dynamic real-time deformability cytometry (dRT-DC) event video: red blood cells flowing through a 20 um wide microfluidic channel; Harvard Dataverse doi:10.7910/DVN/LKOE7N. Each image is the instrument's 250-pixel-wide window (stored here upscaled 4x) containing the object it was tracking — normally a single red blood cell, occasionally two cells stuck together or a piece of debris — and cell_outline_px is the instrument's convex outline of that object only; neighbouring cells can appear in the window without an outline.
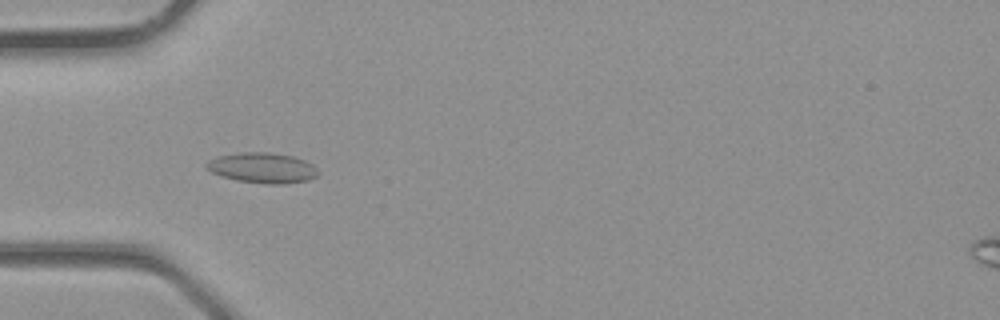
{"species": "common noctule bat (a hibernating species)", "species_latin": "Nyctalus noctula", "temperature_condition": "room temperature", "stored_images_in_passage": 3, "camera_frame_rate_fps": 3000, "um_per_image_px": 0.085, "animal": {"sex": "male", "body_mass_g": 23.1, "forearm_length_mm": 52.7}, "frame": {"image": 1, "passage_image": 2, "time_ms": 0.333, "image_size_px": [1000, 320], "cell_outline_px": [[320, 172], [316, 176], [308, 180], [284, 184], [264, 184], [236, 180], [220, 176], [204, 168], [204, 164], [208, 160], [216, 156], [240, 152], [268, 152], [292, 156], [304, 160], [312, 164]], "centroid_in_image_um": [22.26, 14.27], "position_along_channel_um": 62.7, "area_um2": 20.0}}
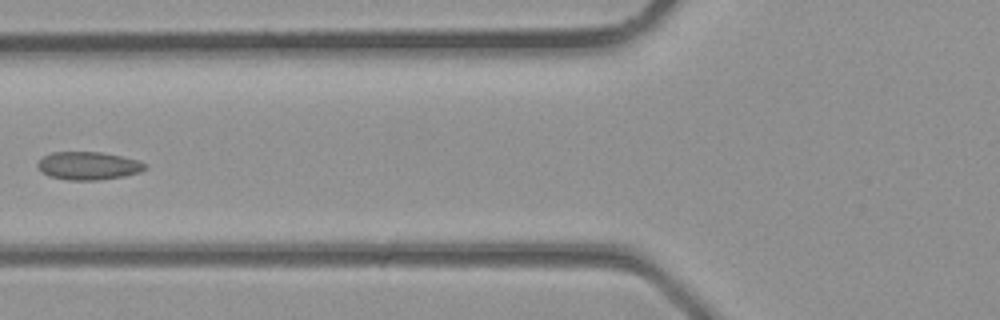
{"frame": {"image": 2, "passage_image": 3, "time_ms": 0.667, "image_size_px": [1000, 320], "cell_outline_px": [[148, 168], [140, 172], [124, 176], [96, 180], [68, 180], [48, 176], [40, 172], [36, 168], [36, 164], [44, 156], [52, 152], [100, 152], [140, 160], [148, 164]], "centroid_in_image_um": [7.51, 14.09], "position_along_channel_um": 118.3, "area_um2": 17.74}}